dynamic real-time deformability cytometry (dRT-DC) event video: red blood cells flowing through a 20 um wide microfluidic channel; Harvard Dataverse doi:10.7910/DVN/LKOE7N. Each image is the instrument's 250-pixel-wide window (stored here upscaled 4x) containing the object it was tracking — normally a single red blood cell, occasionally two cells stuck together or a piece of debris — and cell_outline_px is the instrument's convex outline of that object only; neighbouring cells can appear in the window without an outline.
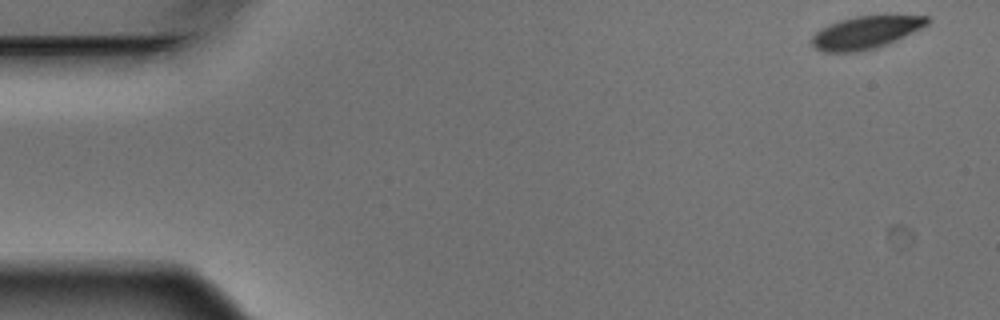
{"species": "Egyptian fruit bat (a non-hibernating species)", "species_latin": "Rousettus aegyptiacus", "temperature_condition": "warm", "stored_images_in_passage": 8, "camera_frame_rate_fps": 3000, "um_per_image_px": 0.085, "animal": {"sex": "male"}, "frame": {"image": 1, "passage_image": 1, "time_ms": 0.0, "image_size_px": [1000, 320], "cell_outline_px": [[928, 24], [888, 44], [876, 48], [860, 52], [820, 52], [812, 44], [812, 36], [820, 28], [840, 20], [856, 16], [928, 16]], "centroid_in_image_um": [73.53, 2.78], "position_along_channel_um": 11.5, "area_um2": 21.68}}
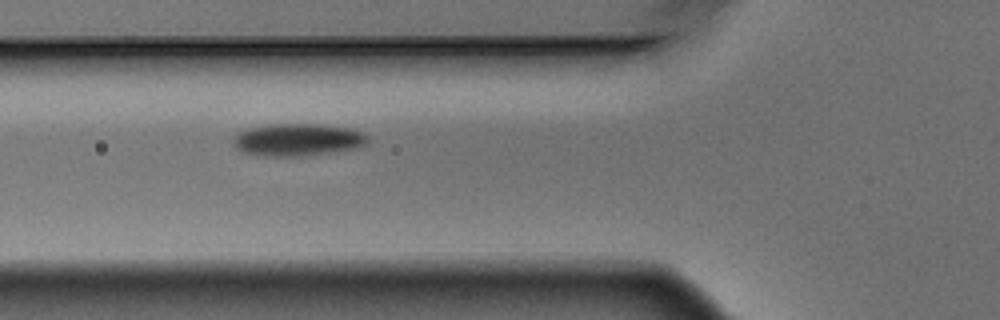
{"frame": {"image": 2, "passage_image": 6, "time_ms": 1.667, "image_size_px": [1000, 320], "cell_outline_px": [[368, 144], [360, 148], [308, 156], [260, 156], [244, 152], [236, 148], [232, 144], [232, 140], [240, 132], [252, 128], [272, 124], [316, 124], [348, 128], [364, 132], [368, 136]], "centroid_in_image_um": [25.37, 11.9], "position_along_channel_um": 100.4, "area_um2": 25.55}}
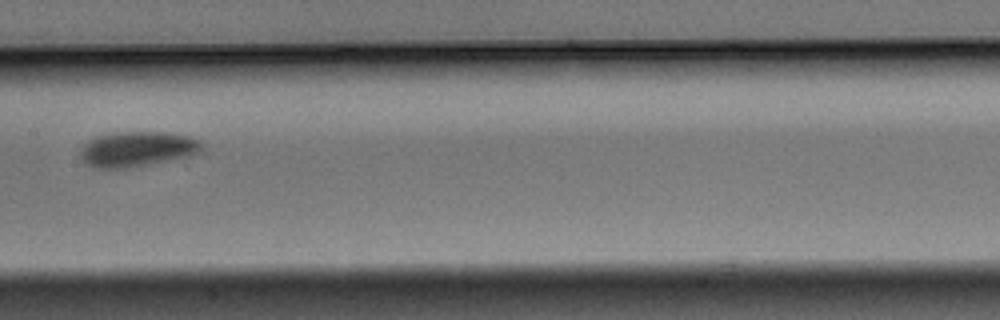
{"frame": {"image": 3, "passage_image": 8, "time_ms": 2.333, "image_size_px": [1000, 320], "cell_outline_px": [[204, 144], [200, 152], [188, 156], [128, 168], [100, 168], [88, 164], [84, 160], [80, 152], [84, 144], [88, 140], [96, 136], [112, 132], [168, 132], [188, 136], [200, 140]], "centroid_in_image_um": [11.69, 12.65], "position_along_channel_um": 195.7, "area_um2": 24.74}}